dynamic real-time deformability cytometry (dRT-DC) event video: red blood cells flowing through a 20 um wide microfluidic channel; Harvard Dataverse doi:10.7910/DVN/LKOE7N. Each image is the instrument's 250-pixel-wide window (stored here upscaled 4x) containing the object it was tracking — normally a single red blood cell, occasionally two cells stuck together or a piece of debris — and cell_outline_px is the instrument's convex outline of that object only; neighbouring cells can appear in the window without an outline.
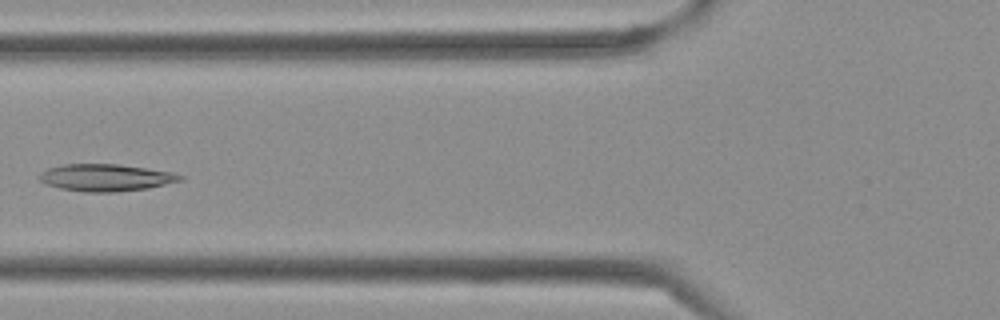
{"species": "Egyptian fruit bat (a non-hibernating species)", "species_latin": "Rousettus aegyptiacus", "temperature_condition": "cold", "stored_images_in_passage": 40, "camera_frame_rate_fps": 3000, "um_per_image_px": 0.085, "frame": {"image": 1, "passage_image": 15, "time_ms": 4.667, "image_size_px": [1000, 320], "cell_outline_px": [[184, 180], [148, 188], [116, 192], [84, 192], [60, 188], [44, 184], [40, 180], [40, 172], [48, 168], [64, 164], [120, 164], [172, 172], [184, 176]], "centroid_in_image_um": [9.0, 15.1], "position_along_channel_um": 116.8, "area_um2": 22.31}}
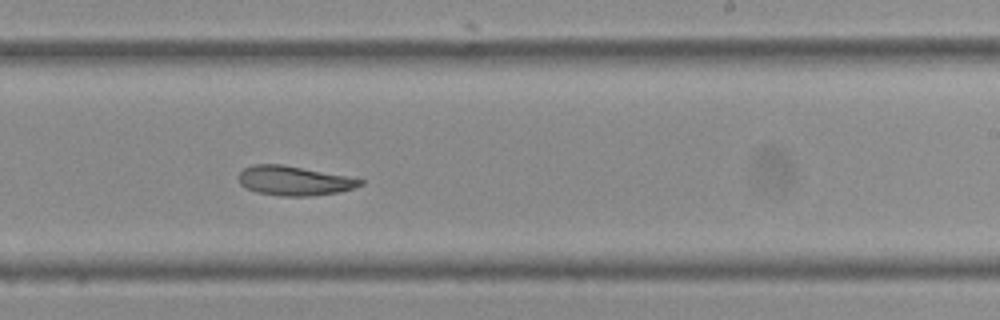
{"frame": {"image": 2, "passage_image": 24, "time_ms": 7.667, "image_size_px": [1000, 320], "cell_outline_px": [[364, 184], [352, 188], [336, 192], [308, 196], [280, 196], [256, 192], [240, 184], [236, 176], [244, 168], [252, 164], [280, 164], [344, 176], [364, 180]], "centroid_in_image_um": [24.92, 15.36], "position_along_channel_um": 264.1, "area_um2": 20.52}}
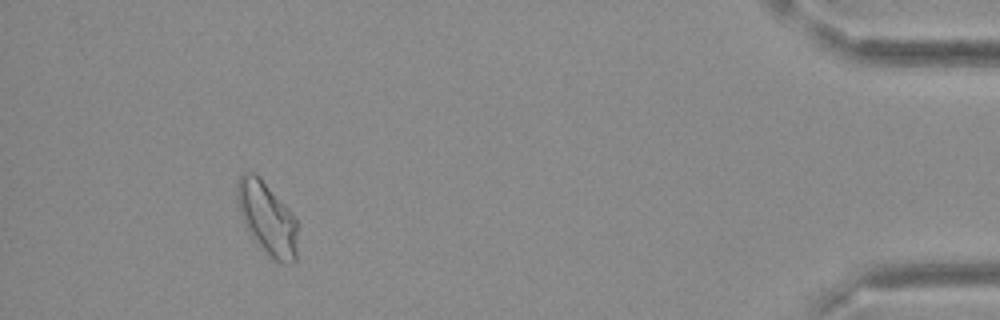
{"frame": {"image": 3, "passage_image": 37, "time_ms": 12.0, "image_size_px": [1000, 320], "cell_outline_px": [[300, 224], [296, 260], [292, 264], [284, 264], [268, 256], [256, 244], [248, 232], [244, 224], [236, 200], [236, 184], [240, 172], [252, 172], [260, 176], [288, 208]], "centroid_in_image_um": [22.73, 18.57], "position_along_channel_um": 412.5, "area_um2": 26.47}}